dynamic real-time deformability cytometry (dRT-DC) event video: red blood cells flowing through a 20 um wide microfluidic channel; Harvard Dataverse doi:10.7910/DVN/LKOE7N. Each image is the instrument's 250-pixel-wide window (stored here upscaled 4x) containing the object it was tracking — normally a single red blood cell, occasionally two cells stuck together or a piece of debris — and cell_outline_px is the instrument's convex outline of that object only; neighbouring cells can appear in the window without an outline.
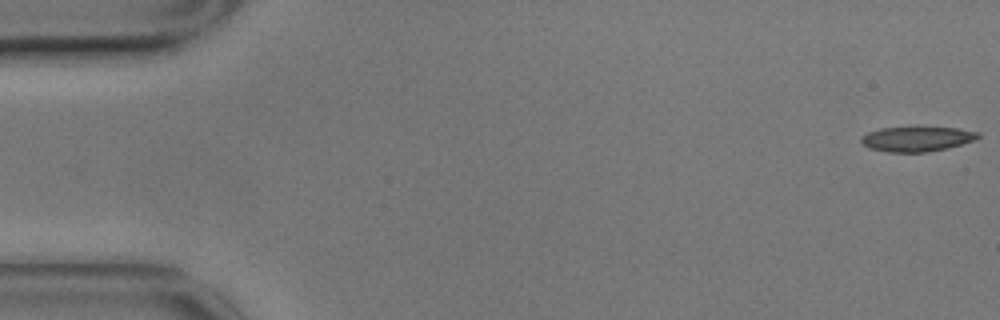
{"species": "common noctule bat (a hibernating species)", "species_latin": "Nyctalus noctula", "temperature_condition": "cold", "stored_images_in_passage": 57, "camera_frame_rate_fps": 3000, "um_per_image_px": 0.085, "animal": {"sex": "male", "body_mass_g": 17.9}, "frame": {"image": 1, "passage_image": 1, "time_ms": 0.0, "image_size_px": [1000, 320], "cell_outline_px": [[980, 136], [976, 140], [948, 148], [928, 152], [888, 152], [868, 148], [860, 140], [860, 136], [868, 132], [880, 128], [956, 128], [980, 132]], "centroid_in_image_um": [77.94, 11.82], "position_along_channel_um": 7.1, "area_um2": 16.88}}
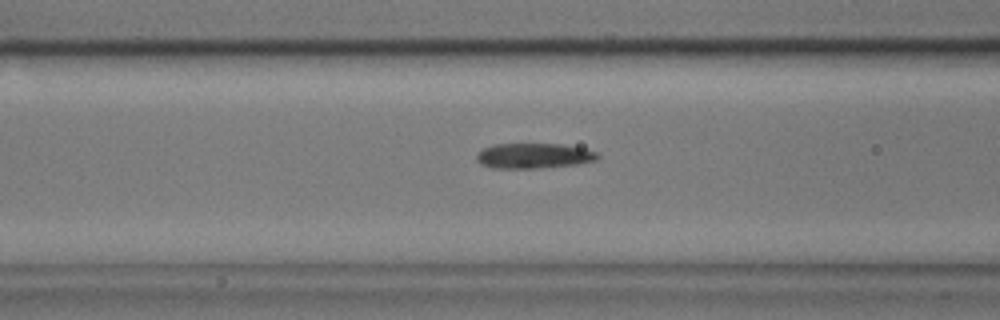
{"frame": {"image": 2, "passage_image": 22, "time_ms": 7.0, "image_size_px": [1000, 320], "cell_outline_px": [[600, 156], [596, 160], [576, 164], [540, 168], [492, 168], [480, 164], [476, 160], [476, 156], [484, 148], [492, 144], [560, 144], [584, 148], [596, 152]], "centroid_in_image_um": [45.35, 13.24], "position_along_channel_um": 121.2, "area_um2": 17.74}}
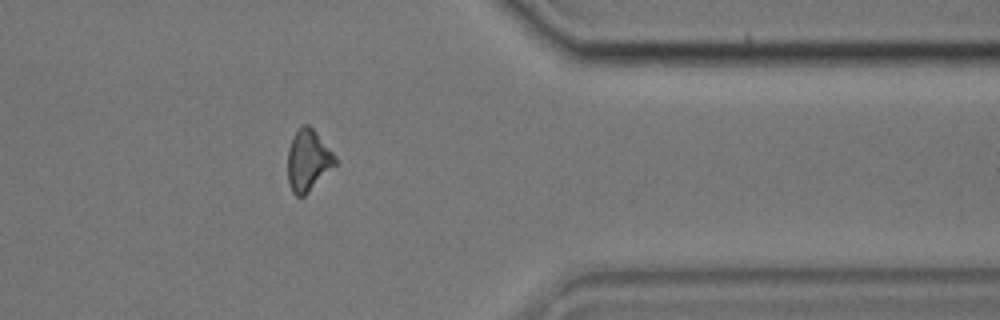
{"frame": {"image": 3, "passage_image": 46, "time_ms": 15.0, "image_size_px": [1000, 320], "cell_outline_px": [[336, 164], [304, 196], [296, 196], [292, 192], [288, 184], [288, 148], [292, 136], [304, 124], [308, 124], [316, 132], [332, 152], [336, 160]], "centroid_in_image_um": [26.15, 13.64], "position_along_channel_um": 385.2, "area_um2": 16.7}, "authors_computed_cell_mechanics": {"area_um2": 17.5712, "velocity_mm_per_s": 3.5061, "shape_relaxation_time_tau1_ms": 7.9108, "shape_relaxation_time_tau2_ms": 9.4751, "deformation_change_tau1": 0.1672, "deformation_change_tau2": 0.1952}}